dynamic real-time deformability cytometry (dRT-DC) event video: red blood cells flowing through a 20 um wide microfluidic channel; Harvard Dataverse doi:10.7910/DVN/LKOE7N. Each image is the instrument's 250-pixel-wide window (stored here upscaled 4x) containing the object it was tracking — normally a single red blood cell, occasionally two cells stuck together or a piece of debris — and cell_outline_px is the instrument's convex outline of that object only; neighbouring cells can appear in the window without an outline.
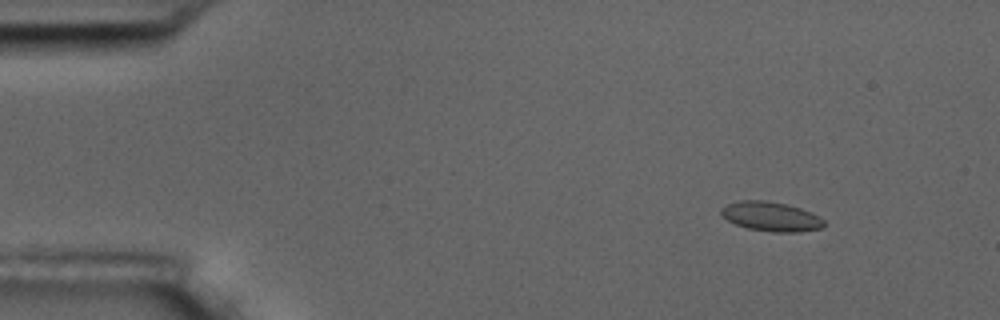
{"species": "common noctule bat (a hibernating species)", "species_latin": "Nyctalus noctula", "temperature_condition": "room temperature", "stored_images_in_passage": 7, "camera_frame_rate_fps": 3000, "um_per_image_px": 0.085, "animal": {"sex": "male", "body_mass_g": 17.5, "forearm_length_mm": 52.3}, "frame": {"image": 1, "passage_image": 3, "time_ms": 2.0, "image_size_px": [1000, 320], "cell_outline_px": [[824, 224], [820, 228], [796, 232], [772, 232], [748, 228], [736, 224], [728, 220], [720, 212], [720, 208], [728, 204], [740, 200], [764, 200], [788, 204], [812, 212], [820, 216], [824, 220]], "centroid_in_image_um": [65.54, 18.39], "position_along_channel_um": 19.5, "area_um2": 17.57}}
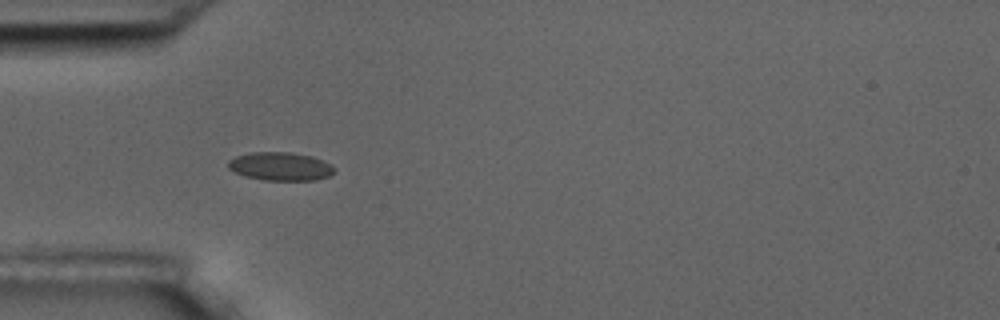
{"frame": {"image": 2, "passage_image": 6, "time_ms": 5.667, "image_size_px": [1000, 320], "cell_outline_px": [[336, 172], [328, 176], [316, 180], [264, 180], [244, 176], [228, 168], [228, 160], [236, 156], [248, 152], [292, 152], [312, 156], [332, 164], [336, 168]], "centroid_in_image_um": [23.86, 14.13], "position_along_channel_um": 61.1, "area_um2": 17.74}}